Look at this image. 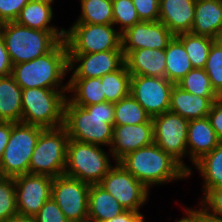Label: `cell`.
I'll list each match as a JSON object with an SVG mask.
<instances>
[{
    "instance_id": "cell-1",
    "label": "cell",
    "mask_w": 222,
    "mask_h": 222,
    "mask_svg": "<svg viewBox=\"0 0 222 222\" xmlns=\"http://www.w3.org/2000/svg\"><path fill=\"white\" fill-rule=\"evenodd\" d=\"M69 139L110 148L114 128V103L78 106L66 99L64 124Z\"/></svg>"
},
{
    "instance_id": "cell-2",
    "label": "cell",
    "mask_w": 222,
    "mask_h": 222,
    "mask_svg": "<svg viewBox=\"0 0 222 222\" xmlns=\"http://www.w3.org/2000/svg\"><path fill=\"white\" fill-rule=\"evenodd\" d=\"M119 163L149 190L188 179V171L155 143L128 153Z\"/></svg>"
},
{
    "instance_id": "cell-3",
    "label": "cell",
    "mask_w": 222,
    "mask_h": 222,
    "mask_svg": "<svg viewBox=\"0 0 222 222\" xmlns=\"http://www.w3.org/2000/svg\"><path fill=\"white\" fill-rule=\"evenodd\" d=\"M68 73V49L65 41L61 40L45 55L13 65L11 75L21 89H68V80L63 81Z\"/></svg>"
},
{
    "instance_id": "cell-4",
    "label": "cell",
    "mask_w": 222,
    "mask_h": 222,
    "mask_svg": "<svg viewBox=\"0 0 222 222\" xmlns=\"http://www.w3.org/2000/svg\"><path fill=\"white\" fill-rule=\"evenodd\" d=\"M0 32L13 65L45 55L65 37V31L31 29L15 21L0 24Z\"/></svg>"
},
{
    "instance_id": "cell-5",
    "label": "cell",
    "mask_w": 222,
    "mask_h": 222,
    "mask_svg": "<svg viewBox=\"0 0 222 222\" xmlns=\"http://www.w3.org/2000/svg\"><path fill=\"white\" fill-rule=\"evenodd\" d=\"M113 161L115 164L109 148L106 151L105 147L100 145L69 139L64 175L90 185L99 184L114 166Z\"/></svg>"
},
{
    "instance_id": "cell-6",
    "label": "cell",
    "mask_w": 222,
    "mask_h": 222,
    "mask_svg": "<svg viewBox=\"0 0 222 222\" xmlns=\"http://www.w3.org/2000/svg\"><path fill=\"white\" fill-rule=\"evenodd\" d=\"M68 89H22L21 122L46 128L64 124V106Z\"/></svg>"
},
{
    "instance_id": "cell-7",
    "label": "cell",
    "mask_w": 222,
    "mask_h": 222,
    "mask_svg": "<svg viewBox=\"0 0 222 222\" xmlns=\"http://www.w3.org/2000/svg\"><path fill=\"white\" fill-rule=\"evenodd\" d=\"M68 142L64 126L43 129L32 153L29 173L52 178L64 175Z\"/></svg>"
},
{
    "instance_id": "cell-8",
    "label": "cell",
    "mask_w": 222,
    "mask_h": 222,
    "mask_svg": "<svg viewBox=\"0 0 222 222\" xmlns=\"http://www.w3.org/2000/svg\"><path fill=\"white\" fill-rule=\"evenodd\" d=\"M68 54L122 50L121 33L114 25L73 23L65 29Z\"/></svg>"
},
{
    "instance_id": "cell-9",
    "label": "cell",
    "mask_w": 222,
    "mask_h": 222,
    "mask_svg": "<svg viewBox=\"0 0 222 222\" xmlns=\"http://www.w3.org/2000/svg\"><path fill=\"white\" fill-rule=\"evenodd\" d=\"M44 128L16 122L0 161V176L16 177L29 173V164L37 139Z\"/></svg>"
},
{
    "instance_id": "cell-10",
    "label": "cell",
    "mask_w": 222,
    "mask_h": 222,
    "mask_svg": "<svg viewBox=\"0 0 222 222\" xmlns=\"http://www.w3.org/2000/svg\"><path fill=\"white\" fill-rule=\"evenodd\" d=\"M152 121L154 143L177 160L188 171L190 179L194 173L193 166L184 161L185 158H188L187 130L189 121L170 111L152 117Z\"/></svg>"
},
{
    "instance_id": "cell-11",
    "label": "cell",
    "mask_w": 222,
    "mask_h": 222,
    "mask_svg": "<svg viewBox=\"0 0 222 222\" xmlns=\"http://www.w3.org/2000/svg\"><path fill=\"white\" fill-rule=\"evenodd\" d=\"M99 185L115 197L126 210L141 212L140 209L149 202L151 190L119 162L108 171Z\"/></svg>"
},
{
    "instance_id": "cell-12",
    "label": "cell",
    "mask_w": 222,
    "mask_h": 222,
    "mask_svg": "<svg viewBox=\"0 0 222 222\" xmlns=\"http://www.w3.org/2000/svg\"><path fill=\"white\" fill-rule=\"evenodd\" d=\"M90 184L61 175L53 179L51 197L69 222L88 220V196Z\"/></svg>"
},
{
    "instance_id": "cell-13",
    "label": "cell",
    "mask_w": 222,
    "mask_h": 222,
    "mask_svg": "<svg viewBox=\"0 0 222 222\" xmlns=\"http://www.w3.org/2000/svg\"><path fill=\"white\" fill-rule=\"evenodd\" d=\"M175 84L165 77L131 75L130 94L151 116L169 111Z\"/></svg>"
},
{
    "instance_id": "cell-14",
    "label": "cell",
    "mask_w": 222,
    "mask_h": 222,
    "mask_svg": "<svg viewBox=\"0 0 222 222\" xmlns=\"http://www.w3.org/2000/svg\"><path fill=\"white\" fill-rule=\"evenodd\" d=\"M53 179L30 173L14 177L17 213L34 217L51 197Z\"/></svg>"
},
{
    "instance_id": "cell-15",
    "label": "cell",
    "mask_w": 222,
    "mask_h": 222,
    "mask_svg": "<svg viewBox=\"0 0 222 222\" xmlns=\"http://www.w3.org/2000/svg\"><path fill=\"white\" fill-rule=\"evenodd\" d=\"M68 57L69 72H72L68 78H101L126 64L123 50L68 54Z\"/></svg>"
},
{
    "instance_id": "cell-16",
    "label": "cell",
    "mask_w": 222,
    "mask_h": 222,
    "mask_svg": "<svg viewBox=\"0 0 222 222\" xmlns=\"http://www.w3.org/2000/svg\"><path fill=\"white\" fill-rule=\"evenodd\" d=\"M174 35L159 20L141 21L121 34L125 57L133 50L165 49Z\"/></svg>"
},
{
    "instance_id": "cell-17",
    "label": "cell",
    "mask_w": 222,
    "mask_h": 222,
    "mask_svg": "<svg viewBox=\"0 0 222 222\" xmlns=\"http://www.w3.org/2000/svg\"><path fill=\"white\" fill-rule=\"evenodd\" d=\"M154 143L152 118L139 125H114L111 154L119 162L128 153Z\"/></svg>"
},
{
    "instance_id": "cell-18",
    "label": "cell",
    "mask_w": 222,
    "mask_h": 222,
    "mask_svg": "<svg viewBox=\"0 0 222 222\" xmlns=\"http://www.w3.org/2000/svg\"><path fill=\"white\" fill-rule=\"evenodd\" d=\"M196 0H160L159 21L175 36L191 32Z\"/></svg>"
},
{
    "instance_id": "cell-19",
    "label": "cell",
    "mask_w": 222,
    "mask_h": 222,
    "mask_svg": "<svg viewBox=\"0 0 222 222\" xmlns=\"http://www.w3.org/2000/svg\"><path fill=\"white\" fill-rule=\"evenodd\" d=\"M220 142L208 117L189 120L187 151L191 165L211 152Z\"/></svg>"
},
{
    "instance_id": "cell-20",
    "label": "cell",
    "mask_w": 222,
    "mask_h": 222,
    "mask_svg": "<svg viewBox=\"0 0 222 222\" xmlns=\"http://www.w3.org/2000/svg\"><path fill=\"white\" fill-rule=\"evenodd\" d=\"M190 33L222 39V0H196Z\"/></svg>"
},
{
    "instance_id": "cell-21",
    "label": "cell",
    "mask_w": 222,
    "mask_h": 222,
    "mask_svg": "<svg viewBox=\"0 0 222 222\" xmlns=\"http://www.w3.org/2000/svg\"><path fill=\"white\" fill-rule=\"evenodd\" d=\"M221 97H200L173 86L169 111L189 120L208 117L214 101Z\"/></svg>"
},
{
    "instance_id": "cell-22",
    "label": "cell",
    "mask_w": 222,
    "mask_h": 222,
    "mask_svg": "<svg viewBox=\"0 0 222 222\" xmlns=\"http://www.w3.org/2000/svg\"><path fill=\"white\" fill-rule=\"evenodd\" d=\"M125 63L131 75L165 77V49L133 50L125 57Z\"/></svg>"
},
{
    "instance_id": "cell-23",
    "label": "cell",
    "mask_w": 222,
    "mask_h": 222,
    "mask_svg": "<svg viewBox=\"0 0 222 222\" xmlns=\"http://www.w3.org/2000/svg\"><path fill=\"white\" fill-rule=\"evenodd\" d=\"M126 209L99 184H92L88 196V220L104 222L122 214Z\"/></svg>"
},
{
    "instance_id": "cell-24",
    "label": "cell",
    "mask_w": 222,
    "mask_h": 222,
    "mask_svg": "<svg viewBox=\"0 0 222 222\" xmlns=\"http://www.w3.org/2000/svg\"><path fill=\"white\" fill-rule=\"evenodd\" d=\"M22 89L13 76L0 77V121L21 122Z\"/></svg>"
},
{
    "instance_id": "cell-25",
    "label": "cell",
    "mask_w": 222,
    "mask_h": 222,
    "mask_svg": "<svg viewBox=\"0 0 222 222\" xmlns=\"http://www.w3.org/2000/svg\"><path fill=\"white\" fill-rule=\"evenodd\" d=\"M67 93V99L81 107L106 101L101 78H68Z\"/></svg>"
},
{
    "instance_id": "cell-26",
    "label": "cell",
    "mask_w": 222,
    "mask_h": 222,
    "mask_svg": "<svg viewBox=\"0 0 222 222\" xmlns=\"http://www.w3.org/2000/svg\"><path fill=\"white\" fill-rule=\"evenodd\" d=\"M53 6L36 1H29L20 11L15 22L31 29L42 31H65L63 27L53 25Z\"/></svg>"
},
{
    "instance_id": "cell-27",
    "label": "cell",
    "mask_w": 222,
    "mask_h": 222,
    "mask_svg": "<svg viewBox=\"0 0 222 222\" xmlns=\"http://www.w3.org/2000/svg\"><path fill=\"white\" fill-rule=\"evenodd\" d=\"M199 176L202 177L203 196L213 188L222 187V141L208 154L194 164Z\"/></svg>"
},
{
    "instance_id": "cell-28",
    "label": "cell",
    "mask_w": 222,
    "mask_h": 222,
    "mask_svg": "<svg viewBox=\"0 0 222 222\" xmlns=\"http://www.w3.org/2000/svg\"><path fill=\"white\" fill-rule=\"evenodd\" d=\"M165 59V78L174 84L193 69L183 44L175 36L165 48Z\"/></svg>"
},
{
    "instance_id": "cell-29",
    "label": "cell",
    "mask_w": 222,
    "mask_h": 222,
    "mask_svg": "<svg viewBox=\"0 0 222 222\" xmlns=\"http://www.w3.org/2000/svg\"><path fill=\"white\" fill-rule=\"evenodd\" d=\"M80 15L73 23L113 25L112 0H79Z\"/></svg>"
},
{
    "instance_id": "cell-30",
    "label": "cell",
    "mask_w": 222,
    "mask_h": 222,
    "mask_svg": "<svg viewBox=\"0 0 222 222\" xmlns=\"http://www.w3.org/2000/svg\"><path fill=\"white\" fill-rule=\"evenodd\" d=\"M175 37L183 44L193 68L204 69L212 43L215 39L195 35L190 32L180 33Z\"/></svg>"
},
{
    "instance_id": "cell-31",
    "label": "cell",
    "mask_w": 222,
    "mask_h": 222,
    "mask_svg": "<svg viewBox=\"0 0 222 222\" xmlns=\"http://www.w3.org/2000/svg\"><path fill=\"white\" fill-rule=\"evenodd\" d=\"M151 118L131 94L114 103V125H139Z\"/></svg>"
},
{
    "instance_id": "cell-32",
    "label": "cell",
    "mask_w": 222,
    "mask_h": 222,
    "mask_svg": "<svg viewBox=\"0 0 222 222\" xmlns=\"http://www.w3.org/2000/svg\"><path fill=\"white\" fill-rule=\"evenodd\" d=\"M131 74L125 64L121 69L101 77L107 102L116 103L130 94Z\"/></svg>"
},
{
    "instance_id": "cell-33",
    "label": "cell",
    "mask_w": 222,
    "mask_h": 222,
    "mask_svg": "<svg viewBox=\"0 0 222 222\" xmlns=\"http://www.w3.org/2000/svg\"><path fill=\"white\" fill-rule=\"evenodd\" d=\"M176 85L182 90L200 97H220L213 89L209 76L201 68L190 70Z\"/></svg>"
},
{
    "instance_id": "cell-34",
    "label": "cell",
    "mask_w": 222,
    "mask_h": 222,
    "mask_svg": "<svg viewBox=\"0 0 222 222\" xmlns=\"http://www.w3.org/2000/svg\"><path fill=\"white\" fill-rule=\"evenodd\" d=\"M113 25L122 34L141 22L132 0H112Z\"/></svg>"
},
{
    "instance_id": "cell-35",
    "label": "cell",
    "mask_w": 222,
    "mask_h": 222,
    "mask_svg": "<svg viewBox=\"0 0 222 222\" xmlns=\"http://www.w3.org/2000/svg\"><path fill=\"white\" fill-rule=\"evenodd\" d=\"M204 70L209 76L213 89L222 98V39L212 43Z\"/></svg>"
},
{
    "instance_id": "cell-36",
    "label": "cell",
    "mask_w": 222,
    "mask_h": 222,
    "mask_svg": "<svg viewBox=\"0 0 222 222\" xmlns=\"http://www.w3.org/2000/svg\"><path fill=\"white\" fill-rule=\"evenodd\" d=\"M17 214L16 191L13 177L0 176V222Z\"/></svg>"
},
{
    "instance_id": "cell-37",
    "label": "cell",
    "mask_w": 222,
    "mask_h": 222,
    "mask_svg": "<svg viewBox=\"0 0 222 222\" xmlns=\"http://www.w3.org/2000/svg\"><path fill=\"white\" fill-rule=\"evenodd\" d=\"M198 200L206 215L222 217V187L210 189Z\"/></svg>"
},
{
    "instance_id": "cell-38",
    "label": "cell",
    "mask_w": 222,
    "mask_h": 222,
    "mask_svg": "<svg viewBox=\"0 0 222 222\" xmlns=\"http://www.w3.org/2000/svg\"><path fill=\"white\" fill-rule=\"evenodd\" d=\"M34 218L36 222H69L52 197L43 204Z\"/></svg>"
},
{
    "instance_id": "cell-39",
    "label": "cell",
    "mask_w": 222,
    "mask_h": 222,
    "mask_svg": "<svg viewBox=\"0 0 222 222\" xmlns=\"http://www.w3.org/2000/svg\"><path fill=\"white\" fill-rule=\"evenodd\" d=\"M29 0H0V24L14 22Z\"/></svg>"
},
{
    "instance_id": "cell-40",
    "label": "cell",
    "mask_w": 222,
    "mask_h": 222,
    "mask_svg": "<svg viewBox=\"0 0 222 222\" xmlns=\"http://www.w3.org/2000/svg\"><path fill=\"white\" fill-rule=\"evenodd\" d=\"M141 21L159 19L160 0H132Z\"/></svg>"
},
{
    "instance_id": "cell-41",
    "label": "cell",
    "mask_w": 222,
    "mask_h": 222,
    "mask_svg": "<svg viewBox=\"0 0 222 222\" xmlns=\"http://www.w3.org/2000/svg\"><path fill=\"white\" fill-rule=\"evenodd\" d=\"M208 118L211 126L217 134V137L222 141V98L213 102Z\"/></svg>"
},
{
    "instance_id": "cell-42",
    "label": "cell",
    "mask_w": 222,
    "mask_h": 222,
    "mask_svg": "<svg viewBox=\"0 0 222 222\" xmlns=\"http://www.w3.org/2000/svg\"><path fill=\"white\" fill-rule=\"evenodd\" d=\"M184 211L183 215L185 213V217L182 218H176V221L173 222H207V215L205 213L204 208L199 204V207L196 205L198 208H193V207H184L182 205Z\"/></svg>"
},
{
    "instance_id": "cell-43",
    "label": "cell",
    "mask_w": 222,
    "mask_h": 222,
    "mask_svg": "<svg viewBox=\"0 0 222 222\" xmlns=\"http://www.w3.org/2000/svg\"><path fill=\"white\" fill-rule=\"evenodd\" d=\"M13 64L10 60L3 35L0 32V77L11 74Z\"/></svg>"
},
{
    "instance_id": "cell-44",
    "label": "cell",
    "mask_w": 222,
    "mask_h": 222,
    "mask_svg": "<svg viewBox=\"0 0 222 222\" xmlns=\"http://www.w3.org/2000/svg\"><path fill=\"white\" fill-rule=\"evenodd\" d=\"M145 218V215L141 212L126 210L113 219L104 222H145Z\"/></svg>"
},
{
    "instance_id": "cell-45",
    "label": "cell",
    "mask_w": 222,
    "mask_h": 222,
    "mask_svg": "<svg viewBox=\"0 0 222 222\" xmlns=\"http://www.w3.org/2000/svg\"><path fill=\"white\" fill-rule=\"evenodd\" d=\"M13 125H14V122L0 121V161L3 155V152L7 146V143L10 139L11 128Z\"/></svg>"
},
{
    "instance_id": "cell-46",
    "label": "cell",
    "mask_w": 222,
    "mask_h": 222,
    "mask_svg": "<svg viewBox=\"0 0 222 222\" xmlns=\"http://www.w3.org/2000/svg\"><path fill=\"white\" fill-rule=\"evenodd\" d=\"M6 222H36L33 216H27L22 214L12 215Z\"/></svg>"
},
{
    "instance_id": "cell-47",
    "label": "cell",
    "mask_w": 222,
    "mask_h": 222,
    "mask_svg": "<svg viewBox=\"0 0 222 222\" xmlns=\"http://www.w3.org/2000/svg\"><path fill=\"white\" fill-rule=\"evenodd\" d=\"M207 222H222V217L207 215Z\"/></svg>"
},
{
    "instance_id": "cell-48",
    "label": "cell",
    "mask_w": 222,
    "mask_h": 222,
    "mask_svg": "<svg viewBox=\"0 0 222 222\" xmlns=\"http://www.w3.org/2000/svg\"><path fill=\"white\" fill-rule=\"evenodd\" d=\"M29 1H36L40 3L48 4V5H53V3L55 2V0H29Z\"/></svg>"
}]
</instances>
